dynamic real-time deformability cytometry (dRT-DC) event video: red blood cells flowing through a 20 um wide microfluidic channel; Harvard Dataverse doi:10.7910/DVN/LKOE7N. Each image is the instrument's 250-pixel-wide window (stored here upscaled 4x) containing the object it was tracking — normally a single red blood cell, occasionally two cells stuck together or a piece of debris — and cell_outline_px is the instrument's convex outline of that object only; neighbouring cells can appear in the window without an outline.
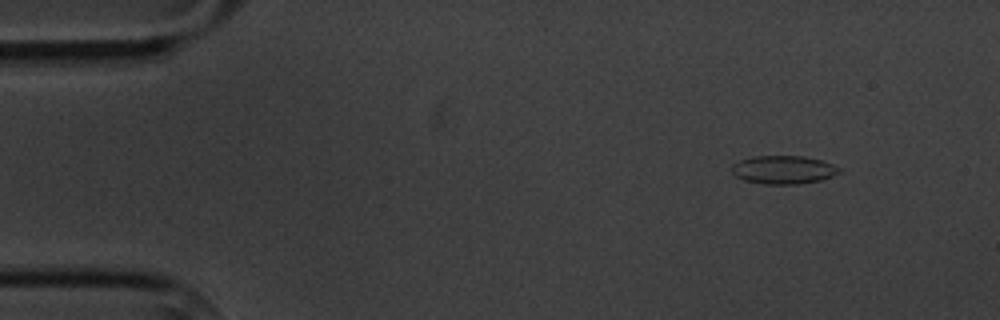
{"species": "common noctule bat (a hibernating species)", "species_latin": "Nyctalus noctula", "temperature_condition": "cold", "stored_images_in_passage": 5, "camera_frame_rate_fps": 3000, "um_per_image_px": 0.085, "animal": {"sex": "male", "body_mass_g": 20.1, "forearm_length_mm": 53.5}, "frame": {"image": 1, "passage_image": 2, "time_ms": 1.0, "image_size_px": [1000, 320], "cell_outline_px": [[840, 172], [832, 176], [820, 180], [796, 184], [764, 184], [744, 180], [736, 176], [732, 172], [732, 164], [740, 160], [756, 156], [804, 156], [820, 160], [832, 164], [840, 168]], "centroid_in_image_um": [66.58, 14.43], "position_along_channel_um": 18.4, "area_um2": 17.57}}